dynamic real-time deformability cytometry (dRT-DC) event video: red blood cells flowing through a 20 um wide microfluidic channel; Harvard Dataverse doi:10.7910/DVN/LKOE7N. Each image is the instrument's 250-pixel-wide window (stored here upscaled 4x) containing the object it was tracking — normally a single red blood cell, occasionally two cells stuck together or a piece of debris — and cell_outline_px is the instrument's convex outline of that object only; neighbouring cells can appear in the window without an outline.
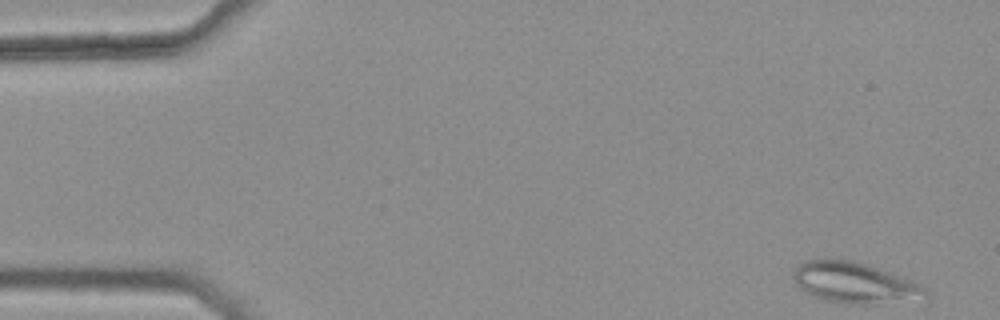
{"species": "common noctule bat (a hibernating species)", "species_latin": "Nyctalus noctula", "temperature_condition": "warm", "stored_images_in_passage": 42, "camera_frame_rate_fps": 3000, "um_per_image_px": 0.085, "animal": {"sex": "female", "body_mass_g": 25.1}, "frame": {"image": 1, "passage_image": 1, "time_ms": 0.0, "image_size_px": [1000, 320], "cell_outline_px": [[932, 296], [928, 304], [844, 304], [824, 300], [812, 296], [796, 284], [792, 276], [792, 272], [804, 260], [852, 260], [864, 264], [920, 284]], "centroid_in_image_um": [72.81, 24.13], "position_along_channel_um": 12.2, "area_um2": 32.31}}
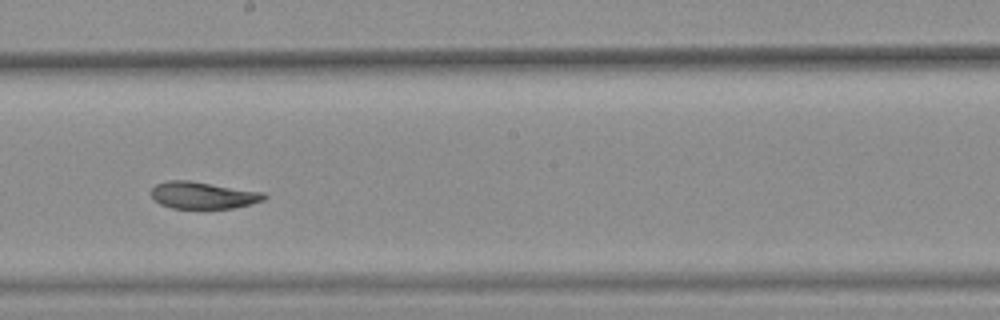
{"frame": {"image": 2, "passage_image": 28, "time_ms": 9.0, "image_size_px": [1000, 320], "cell_outline_px": [[268, 196], [264, 200], [252, 204], [232, 208], [172, 208], [160, 204], [152, 196], [152, 188], [156, 184], [168, 180], [188, 180], [264, 192]], "centroid_in_image_um": [17.29, 16.59], "position_along_channel_um": 230.9, "area_um2": 17.69}}
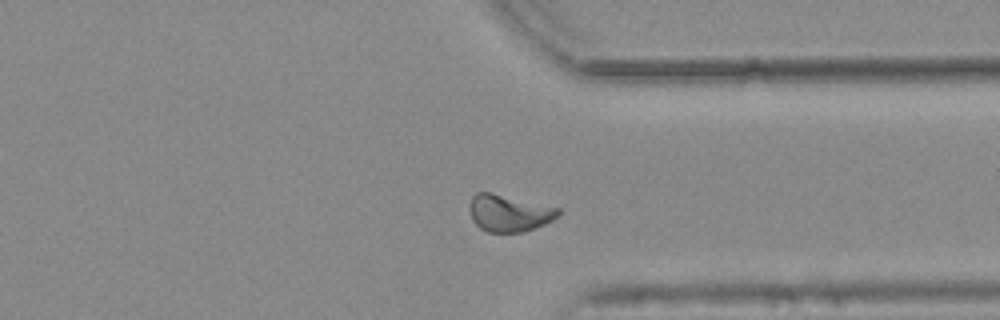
{"frame": {"image": 3, "passage_image": 39, "time_ms": 12.667, "image_size_px": [1000, 320], "cell_outline_px": [[560, 212], [552, 220], [544, 224], [524, 232], [488, 232], [480, 228], [472, 220], [468, 208], [468, 204], [472, 196], [476, 192], [492, 192], [560, 208]], "centroid_in_image_um": [43.22, 18.1], "position_along_channel_um": 368.2, "area_um2": 19.19}, "authors_computed_cell_mechanics": {"area_um2": 19.074, "velocity_mm_per_s": 3.7546, "shape_relaxation_time_tau1_ms": null, "shape_relaxation_time_tau2_ms": 2.4565, "deformation_change_tau1": null, "deformation_change_tau2": 0.0556}}